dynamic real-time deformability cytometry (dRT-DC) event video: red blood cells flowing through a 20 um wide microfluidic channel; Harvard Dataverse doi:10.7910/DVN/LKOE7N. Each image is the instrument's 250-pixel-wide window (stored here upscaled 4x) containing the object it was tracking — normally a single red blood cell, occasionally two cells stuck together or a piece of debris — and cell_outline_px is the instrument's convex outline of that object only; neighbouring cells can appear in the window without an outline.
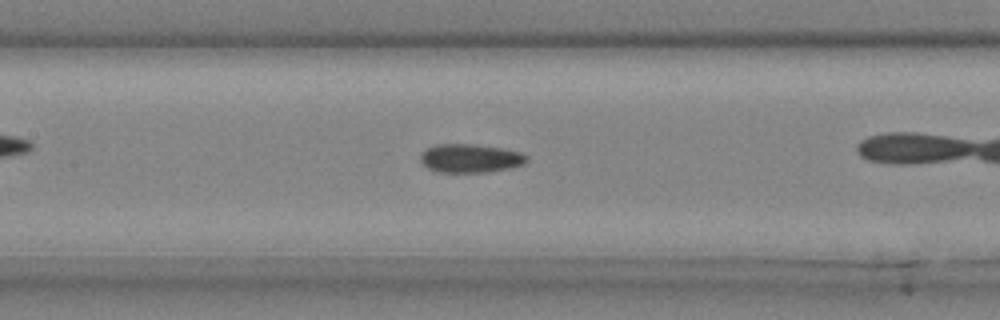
{"species": "common noctule bat (a hibernating species)", "species_latin": "Nyctalus noctula", "temperature_condition": "cold", "stored_images_in_passage": 33, "camera_frame_rate_fps": 3000, "um_per_image_px": 0.085, "animal": {"sex": "male", "body_mass_g": 20.4}, "frame": {"image": 1, "passage_image": 19, "time_ms": 6.0, "image_size_px": [1000, 320], "cell_outline_px": [[528, 160], [524, 164], [512, 168], [488, 172], [440, 172], [428, 168], [420, 160], [420, 156], [424, 148], [436, 144], [476, 144], [504, 148], [520, 152], [528, 156]], "centroid_in_image_um": [40.0, 13.44], "position_along_channel_um": 167.4, "area_um2": 17.98}}
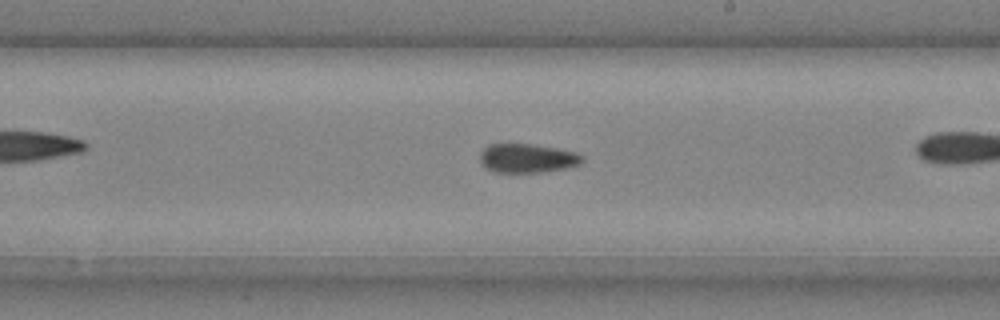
{"frame": {"image": 2, "passage_image": 24, "time_ms": 7.667, "image_size_px": [1000, 320], "cell_outline_px": [[584, 160], [580, 164], [564, 168], [544, 172], [496, 172], [484, 168], [480, 160], [480, 152], [488, 144], [532, 144], [560, 148], [576, 152], [584, 156]], "centroid_in_image_um": [44.83, 13.44], "position_along_channel_um": 244.2, "area_um2": 17.46}}